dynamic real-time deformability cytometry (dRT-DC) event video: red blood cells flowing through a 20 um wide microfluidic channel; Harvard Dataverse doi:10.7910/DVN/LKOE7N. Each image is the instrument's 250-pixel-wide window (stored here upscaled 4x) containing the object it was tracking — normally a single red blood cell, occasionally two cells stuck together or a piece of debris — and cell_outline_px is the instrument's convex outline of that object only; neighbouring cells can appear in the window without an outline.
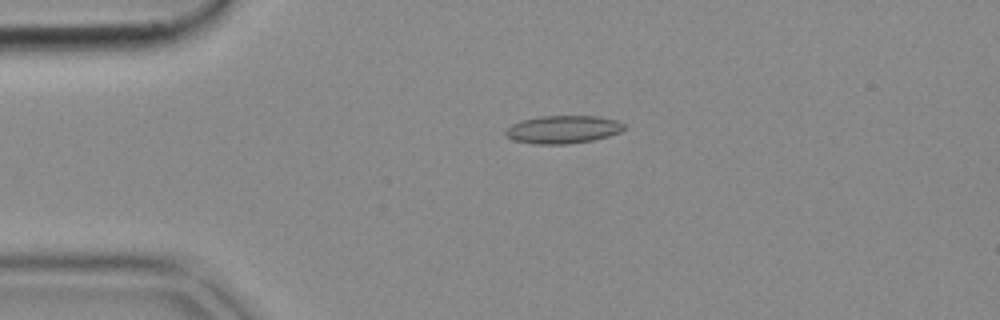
{"species": "common noctule bat (a hibernating species)", "species_latin": "Nyctalus noctula", "temperature_condition": "cold", "stored_images_in_passage": 52, "camera_frame_rate_fps": 3000, "um_per_image_px": 0.085, "animal": {"sex": "female", "body_mass_g": 18.4}, "frame": {"image": 1, "passage_image": 11, "time_ms": 3.333, "image_size_px": [1000, 320], "cell_outline_px": [[624, 128], [620, 132], [608, 136], [592, 140], [568, 144], [536, 144], [512, 140], [504, 132], [512, 124], [524, 120], [540, 116], [600, 116], [616, 120], [624, 124]], "centroid_in_image_um": [47.86, 11.0], "position_along_channel_um": 37.1, "area_um2": 19.13}}
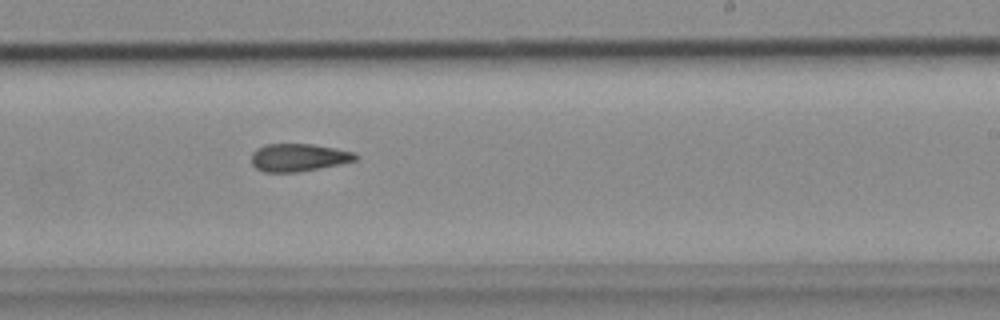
{"frame": {"image": 2, "passage_image": 31, "time_ms": 10.0, "image_size_px": [1000, 320], "cell_outline_px": [[360, 156], [356, 160], [340, 164], [300, 172], [264, 172], [256, 168], [252, 164], [252, 152], [256, 148], [264, 144], [312, 144], [336, 148], [356, 152]], "centroid_in_image_um": [25.39, 13.38], "position_along_channel_um": 263.6, "area_um2": 17.05}}
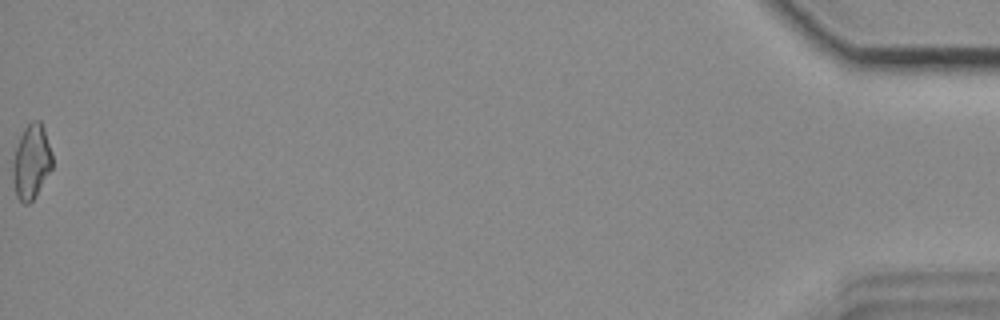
{"frame": {"image": 3, "passage_image": 52, "time_ms": 17.0, "image_size_px": [1000, 320], "cell_outline_px": [[52, 168], [36, 196], [28, 204], [24, 204], [16, 196], [12, 180], [12, 160], [20, 136], [24, 128], [32, 120], [40, 120], [44, 128], [52, 152]], "centroid_in_image_um": [2.66, 13.75], "position_along_channel_um": 432.5, "area_um2": 17.34}}